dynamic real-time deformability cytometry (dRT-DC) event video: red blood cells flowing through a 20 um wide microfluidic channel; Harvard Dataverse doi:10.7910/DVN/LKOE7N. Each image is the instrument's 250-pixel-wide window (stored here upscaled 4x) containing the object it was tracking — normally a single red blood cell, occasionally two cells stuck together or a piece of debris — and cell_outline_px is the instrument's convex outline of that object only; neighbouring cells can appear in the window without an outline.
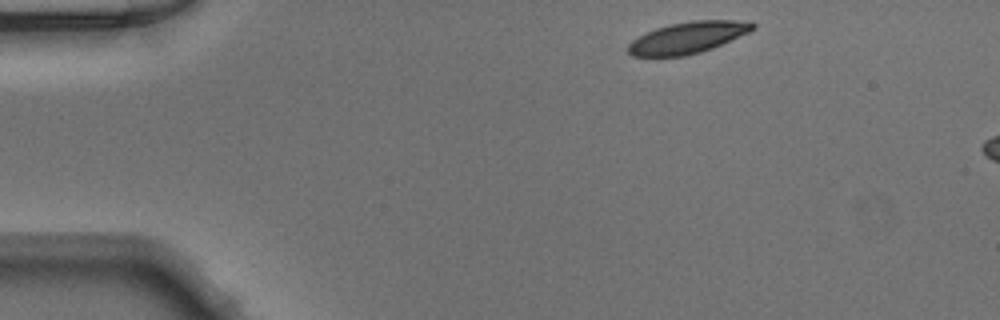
{"species": "Egyptian fruit bat (a non-hibernating species)", "species_latin": "Rousettus aegyptiacus", "temperature_condition": "warm", "stored_images_in_passage": 6, "camera_frame_rate_fps": 3000, "um_per_image_px": 0.085, "animal": {"sex": "male"}, "frame": {"image": 1, "passage_image": 1, "time_ms": 0.0, "image_size_px": [1000, 320], "cell_outline_px": [[756, 28], [748, 32], [712, 48], [700, 52], [684, 56], [632, 56], [628, 52], [628, 44], [632, 40], [656, 28], [672, 24], [692, 20], [732, 20], [756, 24]], "centroid_in_image_um": [58.44, 3.2], "position_along_channel_um": 26.6, "area_um2": 22.43}}